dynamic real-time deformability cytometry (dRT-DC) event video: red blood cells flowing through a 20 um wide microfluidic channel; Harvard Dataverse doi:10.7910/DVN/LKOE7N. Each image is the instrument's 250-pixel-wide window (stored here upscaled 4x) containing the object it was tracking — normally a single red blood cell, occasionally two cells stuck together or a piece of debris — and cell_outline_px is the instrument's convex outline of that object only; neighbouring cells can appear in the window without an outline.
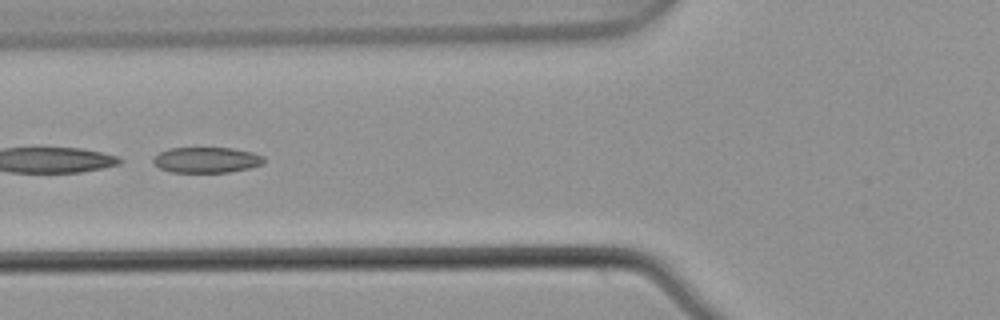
{"species": "common noctule bat (a hibernating species)", "species_latin": "Nyctalus noctula", "temperature_condition": "warm", "stored_images_in_passage": 5, "camera_frame_rate_fps": 3000, "um_per_image_px": 0.085, "animal": {"sex": "male", "body_mass_g": 21.5, "forearm_length_mm": 52.0}, "frame": {"image": 1, "passage_image": 5, "time_ms": 1.333, "image_size_px": [1000, 320], "cell_outline_px": [[264, 164], [248, 168], [228, 172], [172, 172], [160, 168], [152, 160], [160, 152], [168, 148], [232, 148], [252, 152], [264, 156]], "centroid_in_image_um": [17.58, 13.59], "position_along_channel_um": 108.2, "area_um2": 16.42}}